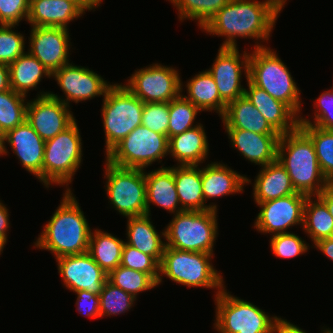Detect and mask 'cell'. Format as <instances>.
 Masks as SVG:
<instances>
[{
	"label": "cell",
	"mask_w": 333,
	"mask_h": 333,
	"mask_svg": "<svg viewBox=\"0 0 333 333\" xmlns=\"http://www.w3.org/2000/svg\"><path fill=\"white\" fill-rule=\"evenodd\" d=\"M150 216L146 214L127 218L125 243L144 254L153 256L160 263L165 248V230L159 234Z\"/></svg>",
	"instance_id": "cell-28"
},
{
	"label": "cell",
	"mask_w": 333,
	"mask_h": 333,
	"mask_svg": "<svg viewBox=\"0 0 333 333\" xmlns=\"http://www.w3.org/2000/svg\"><path fill=\"white\" fill-rule=\"evenodd\" d=\"M26 96L12 89L0 92V131L6 133L26 120Z\"/></svg>",
	"instance_id": "cell-36"
},
{
	"label": "cell",
	"mask_w": 333,
	"mask_h": 333,
	"mask_svg": "<svg viewBox=\"0 0 333 333\" xmlns=\"http://www.w3.org/2000/svg\"><path fill=\"white\" fill-rule=\"evenodd\" d=\"M244 96L263 115L270 126L283 135L299 127V116L286 104L271 97L265 90L246 81Z\"/></svg>",
	"instance_id": "cell-20"
},
{
	"label": "cell",
	"mask_w": 333,
	"mask_h": 333,
	"mask_svg": "<svg viewBox=\"0 0 333 333\" xmlns=\"http://www.w3.org/2000/svg\"><path fill=\"white\" fill-rule=\"evenodd\" d=\"M169 139L140 125L115 145L106 155V161L121 168L144 169L168 154Z\"/></svg>",
	"instance_id": "cell-10"
},
{
	"label": "cell",
	"mask_w": 333,
	"mask_h": 333,
	"mask_svg": "<svg viewBox=\"0 0 333 333\" xmlns=\"http://www.w3.org/2000/svg\"><path fill=\"white\" fill-rule=\"evenodd\" d=\"M65 97L49 92V95L70 107V101L79 103L94 97L105 96L113 83L107 82L101 75L87 67L68 63L52 73ZM61 97V98H60Z\"/></svg>",
	"instance_id": "cell-13"
},
{
	"label": "cell",
	"mask_w": 333,
	"mask_h": 333,
	"mask_svg": "<svg viewBox=\"0 0 333 333\" xmlns=\"http://www.w3.org/2000/svg\"><path fill=\"white\" fill-rule=\"evenodd\" d=\"M204 201L243 192L244 185L251 183L246 175H241L224 163L211 162L201 167Z\"/></svg>",
	"instance_id": "cell-23"
},
{
	"label": "cell",
	"mask_w": 333,
	"mask_h": 333,
	"mask_svg": "<svg viewBox=\"0 0 333 333\" xmlns=\"http://www.w3.org/2000/svg\"><path fill=\"white\" fill-rule=\"evenodd\" d=\"M209 153V143L201 123L187 131L169 138L168 154L176 165H200Z\"/></svg>",
	"instance_id": "cell-26"
},
{
	"label": "cell",
	"mask_w": 333,
	"mask_h": 333,
	"mask_svg": "<svg viewBox=\"0 0 333 333\" xmlns=\"http://www.w3.org/2000/svg\"><path fill=\"white\" fill-rule=\"evenodd\" d=\"M141 125L168 137L169 102L144 103Z\"/></svg>",
	"instance_id": "cell-44"
},
{
	"label": "cell",
	"mask_w": 333,
	"mask_h": 333,
	"mask_svg": "<svg viewBox=\"0 0 333 333\" xmlns=\"http://www.w3.org/2000/svg\"><path fill=\"white\" fill-rule=\"evenodd\" d=\"M91 228L72 191H65L60 205L43 227L34 248L56 258L88 252Z\"/></svg>",
	"instance_id": "cell-2"
},
{
	"label": "cell",
	"mask_w": 333,
	"mask_h": 333,
	"mask_svg": "<svg viewBox=\"0 0 333 333\" xmlns=\"http://www.w3.org/2000/svg\"><path fill=\"white\" fill-rule=\"evenodd\" d=\"M101 116L105 133V153L142 123L144 102L123 83H114L103 97Z\"/></svg>",
	"instance_id": "cell-8"
},
{
	"label": "cell",
	"mask_w": 333,
	"mask_h": 333,
	"mask_svg": "<svg viewBox=\"0 0 333 333\" xmlns=\"http://www.w3.org/2000/svg\"><path fill=\"white\" fill-rule=\"evenodd\" d=\"M107 280L136 299L140 292L142 293L158 286L148 274L122 265L110 271Z\"/></svg>",
	"instance_id": "cell-38"
},
{
	"label": "cell",
	"mask_w": 333,
	"mask_h": 333,
	"mask_svg": "<svg viewBox=\"0 0 333 333\" xmlns=\"http://www.w3.org/2000/svg\"><path fill=\"white\" fill-rule=\"evenodd\" d=\"M100 296V318L120 315L133 308L137 300L131 294L110 283L105 282Z\"/></svg>",
	"instance_id": "cell-39"
},
{
	"label": "cell",
	"mask_w": 333,
	"mask_h": 333,
	"mask_svg": "<svg viewBox=\"0 0 333 333\" xmlns=\"http://www.w3.org/2000/svg\"><path fill=\"white\" fill-rule=\"evenodd\" d=\"M180 77L174 67L153 63L135 70L124 86L144 103L170 102L183 92Z\"/></svg>",
	"instance_id": "cell-12"
},
{
	"label": "cell",
	"mask_w": 333,
	"mask_h": 333,
	"mask_svg": "<svg viewBox=\"0 0 333 333\" xmlns=\"http://www.w3.org/2000/svg\"><path fill=\"white\" fill-rule=\"evenodd\" d=\"M322 329H324V330H322L323 332H321V333H333V329H330V328H322Z\"/></svg>",
	"instance_id": "cell-55"
},
{
	"label": "cell",
	"mask_w": 333,
	"mask_h": 333,
	"mask_svg": "<svg viewBox=\"0 0 333 333\" xmlns=\"http://www.w3.org/2000/svg\"><path fill=\"white\" fill-rule=\"evenodd\" d=\"M5 142L11 146L22 167L43 184V157L45 141L25 120L5 133Z\"/></svg>",
	"instance_id": "cell-19"
},
{
	"label": "cell",
	"mask_w": 333,
	"mask_h": 333,
	"mask_svg": "<svg viewBox=\"0 0 333 333\" xmlns=\"http://www.w3.org/2000/svg\"><path fill=\"white\" fill-rule=\"evenodd\" d=\"M215 210L183 211L173 215L165 227V246L191 252L214 254L218 237Z\"/></svg>",
	"instance_id": "cell-6"
},
{
	"label": "cell",
	"mask_w": 333,
	"mask_h": 333,
	"mask_svg": "<svg viewBox=\"0 0 333 333\" xmlns=\"http://www.w3.org/2000/svg\"><path fill=\"white\" fill-rule=\"evenodd\" d=\"M306 330L301 329L297 325L290 323V321L286 319L278 318L274 333H308Z\"/></svg>",
	"instance_id": "cell-47"
},
{
	"label": "cell",
	"mask_w": 333,
	"mask_h": 333,
	"mask_svg": "<svg viewBox=\"0 0 333 333\" xmlns=\"http://www.w3.org/2000/svg\"><path fill=\"white\" fill-rule=\"evenodd\" d=\"M201 111L181 93L169 102L168 139L197 126L196 115ZM196 125H194L195 123Z\"/></svg>",
	"instance_id": "cell-37"
},
{
	"label": "cell",
	"mask_w": 333,
	"mask_h": 333,
	"mask_svg": "<svg viewBox=\"0 0 333 333\" xmlns=\"http://www.w3.org/2000/svg\"><path fill=\"white\" fill-rule=\"evenodd\" d=\"M6 205H4L1 200H0V235L4 236L6 239L8 238L7 236V231L10 228V220H9V213Z\"/></svg>",
	"instance_id": "cell-49"
},
{
	"label": "cell",
	"mask_w": 333,
	"mask_h": 333,
	"mask_svg": "<svg viewBox=\"0 0 333 333\" xmlns=\"http://www.w3.org/2000/svg\"><path fill=\"white\" fill-rule=\"evenodd\" d=\"M248 70V80L253 85L265 90L271 97L288 105L301 116V90L274 49L254 48L249 55Z\"/></svg>",
	"instance_id": "cell-4"
},
{
	"label": "cell",
	"mask_w": 333,
	"mask_h": 333,
	"mask_svg": "<svg viewBox=\"0 0 333 333\" xmlns=\"http://www.w3.org/2000/svg\"><path fill=\"white\" fill-rule=\"evenodd\" d=\"M199 165H175L174 181L179 203L183 211H217L218 205L204 201L201 168Z\"/></svg>",
	"instance_id": "cell-25"
},
{
	"label": "cell",
	"mask_w": 333,
	"mask_h": 333,
	"mask_svg": "<svg viewBox=\"0 0 333 333\" xmlns=\"http://www.w3.org/2000/svg\"><path fill=\"white\" fill-rule=\"evenodd\" d=\"M37 95L28 100L26 121L44 141L54 138L77 120L71 108L51 97L48 91Z\"/></svg>",
	"instance_id": "cell-16"
},
{
	"label": "cell",
	"mask_w": 333,
	"mask_h": 333,
	"mask_svg": "<svg viewBox=\"0 0 333 333\" xmlns=\"http://www.w3.org/2000/svg\"><path fill=\"white\" fill-rule=\"evenodd\" d=\"M316 197L308 196L306 199L302 228L313 244L333 236V218L325 203Z\"/></svg>",
	"instance_id": "cell-33"
},
{
	"label": "cell",
	"mask_w": 333,
	"mask_h": 333,
	"mask_svg": "<svg viewBox=\"0 0 333 333\" xmlns=\"http://www.w3.org/2000/svg\"><path fill=\"white\" fill-rule=\"evenodd\" d=\"M253 184L255 202H266L297 193L289 174L277 160L261 167Z\"/></svg>",
	"instance_id": "cell-29"
},
{
	"label": "cell",
	"mask_w": 333,
	"mask_h": 333,
	"mask_svg": "<svg viewBox=\"0 0 333 333\" xmlns=\"http://www.w3.org/2000/svg\"><path fill=\"white\" fill-rule=\"evenodd\" d=\"M28 52L51 73L70 63V33L62 27H31ZM70 42V43H69Z\"/></svg>",
	"instance_id": "cell-18"
},
{
	"label": "cell",
	"mask_w": 333,
	"mask_h": 333,
	"mask_svg": "<svg viewBox=\"0 0 333 333\" xmlns=\"http://www.w3.org/2000/svg\"><path fill=\"white\" fill-rule=\"evenodd\" d=\"M147 214H151L150 204L163 208L174 215L183 212L179 205L174 181V166L145 171Z\"/></svg>",
	"instance_id": "cell-24"
},
{
	"label": "cell",
	"mask_w": 333,
	"mask_h": 333,
	"mask_svg": "<svg viewBox=\"0 0 333 333\" xmlns=\"http://www.w3.org/2000/svg\"><path fill=\"white\" fill-rule=\"evenodd\" d=\"M81 141L76 120L57 136L45 141L43 185L46 188L55 184L66 186L65 191H72L69 184H72L73 176L83 161Z\"/></svg>",
	"instance_id": "cell-7"
},
{
	"label": "cell",
	"mask_w": 333,
	"mask_h": 333,
	"mask_svg": "<svg viewBox=\"0 0 333 333\" xmlns=\"http://www.w3.org/2000/svg\"><path fill=\"white\" fill-rule=\"evenodd\" d=\"M221 119L225 129H243L263 135H279L245 96L229 102Z\"/></svg>",
	"instance_id": "cell-27"
},
{
	"label": "cell",
	"mask_w": 333,
	"mask_h": 333,
	"mask_svg": "<svg viewBox=\"0 0 333 333\" xmlns=\"http://www.w3.org/2000/svg\"><path fill=\"white\" fill-rule=\"evenodd\" d=\"M85 11L98 8L103 0H75Z\"/></svg>",
	"instance_id": "cell-52"
},
{
	"label": "cell",
	"mask_w": 333,
	"mask_h": 333,
	"mask_svg": "<svg viewBox=\"0 0 333 333\" xmlns=\"http://www.w3.org/2000/svg\"><path fill=\"white\" fill-rule=\"evenodd\" d=\"M125 241L104 232L101 229L91 230L88 253L94 261L108 274L120 266L122 249Z\"/></svg>",
	"instance_id": "cell-32"
},
{
	"label": "cell",
	"mask_w": 333,
	"mask_h": 333,
	"mask_svg": "<svg viewBox=\"0 0 333 333\" xmlns=\"http://www.w3.org/2000/svg\"><path fill=\"white\" fill-rule=\"evenodd\" d=\"M10 89L9 66L0 63V92Z\"/></svg>",
	"instance_id": "cell-51"
},
{
	"label": "cell",
	"mask_w": 333,
	"mask_h": 333,
	"mask_svg": "<svg viewBox=\"0 0 333 333\" xmlns=\"http://www.w3.org/2000/svg\"><path fill=\"white\" fill-rule=\"evenodd\" d=\"M56 262L63 286L70 291L87 290L99 295L107 281L108 274L88 252L56 258Z\"/></svg>",
	"instance_id": "cell-17"
},
{
	"label": "cell",
	"mask_w": 333,
	"mask_h": 333,
	"mask_svg": "<svg viewBox=\"0 0 333 333\" xmlns=\"http://www.w3.org/2000/svg\"><path fill=\"white\" fill-rule=\"evenodd\" d=\"M281 11L271 0H230L202 31L208 35L225 37L221 47H238L237 37L255 39L254 48L267 47L261 42L271 37Z\"/></svg>",
	"instance_id": "cell-1"
},
{
	"label": "cell",
	"mask_w": 333,
	"mask_h": 333,
	"mask_svg": "<svg viewBox=\"0 0 333 333\" xmlns=\"http://www.w3.org/2000/svg\"><path fill=\"white\" fill-rule=\"evenodd\" d=\"M313 122L309 118L299 117V124H309L322 129L333 130V87L320 94L314 101Z\"/></svg>",
	"instance_id": "cell-43"
},
{
	"label": "cell",
	"mask_w": 333,
	"mask_h": 333,
	"mask_svg": "<svg viewBox=\"0 0 333 333\" xmlns=\"http://www.w3.org/2000/svg\"><path fill=\"white\" fill-rule=\"evenodd\" d=\"M214 254L183 251L165 246L159 264V280L163 275L175 283L190 287L217 289L220 293L225 287L222 274L211 263Z\"/></svg>",
	"instance_id": "cell-5"
},
{
	"label": "cell",
	"mask_w": 333,
	"mask_h": 333,
	"mask_svg": "<svg viewBox=\"0 0 333 333\" xmlns=\"http://www.w3.org/2000/svg\"><path fill=\"white\" fill-rule=\"evenodd\" d=\"M225 131L233 148L251 163L263 167L277 160L280 135H263L243 129Z\"/></svg>",
	"instance_id": "cell-21"
},
{
	"label": "cell",
	"mask_w": 333,
	"mask_h": 333,
	"mask_svg": "<svg viewBox=\"0 0 333 333\" xmlns=\"http://www.w3.org/2000/svg\"><path fill=\"white\" fill-rule=\"evenodd\" d=\"M7 240L8 239H6L4 236L0 235V255L3 253V249L5 247V244L7 243Z\"/></svg>",
	"instance_id": "cell-54"
},
{
	"label": "cell",
	"mask_w": 333,
	"mask_h": 333,
	"mask_svg": "<svg viewBox=\"0 0 333 333\" xmlns=\"http://www.w3.org/2000/svg\"><path fill=\"white\" fill-rule=\"evenodd\" d=\"M313 247L333 261V236L317 241Z\"/></svg>",
	"instance_id": "cell-48"
},
{
	"label": "cell",
	"mask_w": 333,
	"mask_h": 333,
	"mask_svg": "<svg viewBox=\"0 0 333 333\" xmlns=\"http://www.w3.org/2000/svg\"><path fill=\"white\" fill-rule=\"evenodd\" d=\"M273 254L279 258H294L308 252L309 244L293 232L275 234L270 237Z\"/></svg>",
	"instance_id": "cell-42"
},
{
	"label": "cell",
	"mask_w": 333,
	"mask_h": 333,
	"mask_svg": "<svg viewBox=\"0 0 333 333\" xmlns=\"http://www.w3.org/2000/svg\"><path fill=\"white\" fill-rule=\"evenodd\" d=\"M327 206L333 218V184H329L320 194L317 195Z\"/></svg>",
	"instance_id": "cell-50"
},
{
	"label": "cell",
	"mask_w": 333,
	"mask_h": 333,
	"mask_svg": "<svg viewBox=\"0 0 333 333\" xmlns=\"http://www.w3.org/2000/svg\"><path fill=\"white\" fill-rule=\"evenodd\" d=\"M159 262L150 255L124 243L120 265L148 274L156 283L159 280Z\"/></svg>",
	"instance_id": "cell-41"
},
{
	"label": "cell",
	"mask_w": 333,
	"mask_h": 333,
	"mask_svg": "<svg viewBox=\"0 0 333 333\" xmlns=\"http://www.w3.org/2000/svg\"><path fill=\"white\" fill-rule=\"evenodd\" d=\"M17 25L0 24V63L10 65L25 53V38L13 30Z\"/></svg>",
	"instance_id": "cell-40"
},
{
	"label": "cell",
	"mask_w": 333,
	"mask_h": 333,
	"mask_svg": "<svg viewBox=\"0 0 333 333\" xmlns=\"http://www.w3.org/2000/svg\"><path fill=\"white\" fill-rule=\"evenodd\" d=\"M85 10L75 0H30L27 23L30 27L68 28Z\"/></svg>",
	"instance_id": "cell-22"
},
{
	"label": "cell",
	"mask_w": 333,
	"mask_h": 333,
	"mask_svg": "<svg viewBox=\"0 0 333 333\" xmlns=\"http://www.w3.org/2000/svg\"><path fill=\"white\" fill-rule=\"evenodd\" d=\"M308 196L295 193L266 202H255L261 209L254 228L261 234L289 233L287 229L300 224L303 227L304 205Z\"/></svg>",
	"instance_id": "cell-14"
},
{
	"label": "cell",
	"mask_w": 333,
	"mask_h": 333,
	"mask_svg": "<svg viewBox=\"0 0 333 333\" xmlns=\"http://www.w3.org/2000/svg\"><path fill=\"white\" fill-rule=\"evenodd\" d=\"M299 128L312 140L320 170L333 184V130L309 124H299Z\"/></svg>",
	"instance_id": "cell-34"
},
{
	"label": "cell",
	"mask_w": 333,
	"mask_h": 333,
	"mask_svg": "<svg viewBox=\"0 0 333 333\" xmlns=\"http://www.w3.org/2000/svg\"><path fill=\"white\" fill-rule=\"evenodd\" d=\"M30 0H0V24L17 25L28 20Z\"/></svg>",
	"instance_id": "cell-45"
},
{
	"label": "cell",
	"mask_w": 333,
	"mask_h": 333,
	"mask_svg": "<svg viewBox=\"0 0 333 333\" xmlns=\"http://www.w3.org/2000/svg\"><path fill=\"white\" fill-rule=\"evenodd\" d=\"M176 7L178 17L183 20H196L198 28L202 29L212 17L230 0H169Z\"/></svg>",
	"instance_id": "cell-35"
},
{
	"label": "cell",
	"mask_w": 333,
	"mask_h": 333,
	"mask_svg": "<svg viewBox=\"0 0 333 333\" xmlns=\"http://www.w3.org/2000/svg\"><path fill=\"white\" fill-rule=\"evenodd\" d=\"M215 297L214 329L218 333H274L279 316L227 292L226 286Z\"/></svg>",
	"instance_id": "cell-9"
},
{
	"label": "cell",
	"mask_w": 333,
	"mask_h": 333,
	"mask_svg": "<svg viewBox=\"0 0 333 333\" xmlns=\"http://www.w3.org/2000/svg\"><path fill=\"white\" fill-rule=\"evenodd\" d=\"M277 161L298 193L316 197L330 184L320 170L312 140L299 127L280 135Z\"/></svg>",
	"instance_id": "cell-3"
},
{
	"label": "cell",
	"mask_w": 333,
	"mask_h": 333,
	"mask_svg": "<svg viewBox=\"0 0 333 333\" xmlns=\"http://www.w3.org/2000/svg\"><path fill=\"white\" fill-rule=\"evenodd\" d=\"M9 76L10 88L27 97L30 90L37 88L42 78L51 79L52 73L37 58L25 52L9 65Z\"/></svg>",
	"instance_id": "cell-31"
},
{
	"label": "cell",
	"mask_w": 333,
	"mask_h": 333,
	"mask_svg": "<svg viewBox=\"0 0 333 333\" xmlns=\"http://www.w3.org/2000/svg\"><path fill=\"white\" fill-rule=\"evenodd\" d=\"M77 294L76 307L77 311L89 318H100V296L88 292L87 290H80L74 292Z\"/></svg>",
	"instance_id": "cell-46"
},
{
	"label": "cell",
	"mask_w": 333,
	"mask_h": 333,
	"mask_svg": "<svg viewBox=\"0 0 333 333\" xmlns=\"http://www.w3.org/2000/svg\"><path fill=\"white\" fill-rule=\"evenodd\" d=\"M5 144H6V142H5V133L0 131V157L2 155L9 154L7 146Z\"/></svg>",
	"instance_id": "cell-53"
},
{
	"label": "cell",
	"mask_w": 333,
	"mask_h": 333,
	"mask_svg": "<svg viewBox=\"0 0 333 333\" xmlns=\"http://www.w3.org/2000/svg\"><path fill=\"white\" fill-rule=\"evenodd\" d=\"M187 100L194 104L201 112H216L220 118L224 115L227 103L220 97L213 76L203 70L189 79L186 83Z\"/></svg>",
	"instance_id": "cell-30"
},
{
	"label": "cell",
	"mask_w": 333,
	"mask_h": 333,
	"mask_svg": "<svg viewBox=\"0 0 333 333\" xmlns=\"http://www.w3.org/2000/svg\"><path fill=\"white\" fill-rule=\"evenodd\" d=\"M238 49L239 47L220 46L211 68L207 69L214 78L220 97L227 104L244 96L242 74L248 80L250 53L245 49L241 54Z\"/></svg>",
	"instance_id": "cell-15"
},
{
	"label": "cell",
	"mask_w": 333,
	"mask_h": 333,
	"mask_svg": "<svg viewBox=\"0 0 333 333\" xmlns=\"http://www.w3.org/2000/svg\"><path fill=\"white\" fill-rule=\"evenodd\" d=\"M105 191L110 204L126 218L147 214L145 169L121 168L105 160Z\"/></svg>",
	"instance_id": "cell-11"
}]
</instances>
